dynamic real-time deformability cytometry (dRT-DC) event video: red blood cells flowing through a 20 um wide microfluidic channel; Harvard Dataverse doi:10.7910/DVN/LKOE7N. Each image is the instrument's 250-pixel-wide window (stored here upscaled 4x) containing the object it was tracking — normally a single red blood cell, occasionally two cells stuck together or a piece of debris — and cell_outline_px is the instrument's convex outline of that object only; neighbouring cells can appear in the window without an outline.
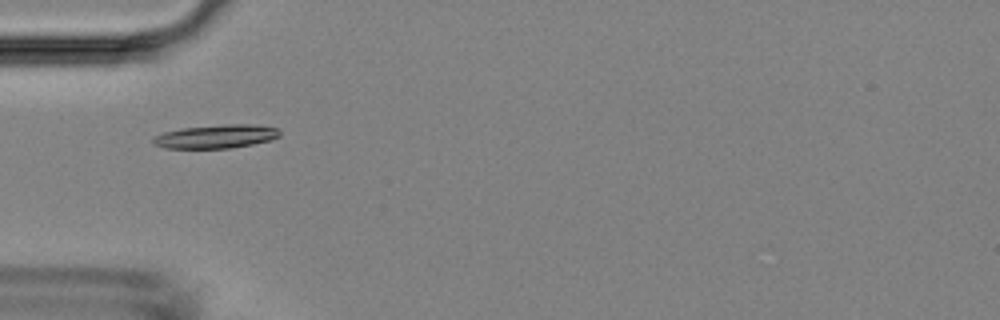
{"species": "Egyptian fruit bat (a non-hibernating species)", "species_latin": "Rousettus aegyptiacus", "temperature_condition": "room temperature", "stored_images_in_passage": 3, "camera_frame_rate_fps": 3000, "um_per_image_px": 0.085, "animal": {"sex": "female"}, "frame": {"image": 1, "passage_image": 1, "time_ms": 0.0, "image_size_px": [1000, 320], "cell_outline_px": [[280, 136], [272, 140], [252, 144], [228, 148], [164, 148], [152, 144], [152, 140], [156, 136], [164, 132], [180, 128], [224, 124], [256, 124], [280, 128]], "centroid_in_image_um": [18.4, 11.59], "position_along_channel_um": 66.6, "area_um2": 17.57}}
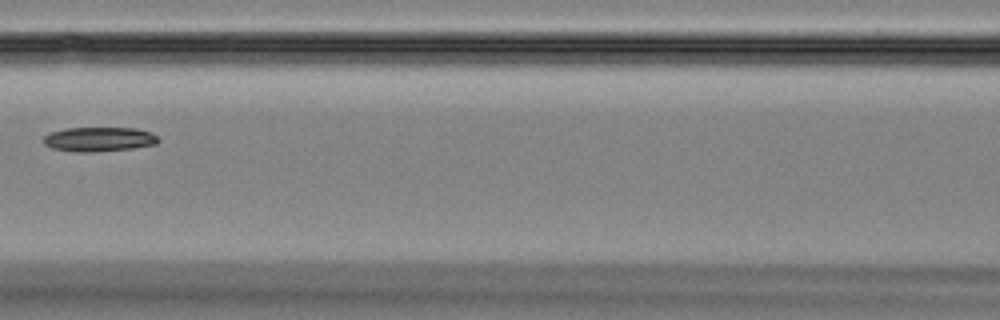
{"frame": {"image": 2, "passage_image": 3, "time_ms": 2.333, "image_size_px": [1000, 320], "cell_outline_px": [[160, 140], [156, 144], [132, 148], [92, 152], [72, 152], [52, 148], [44, 144], [44, 136], [52, 132], [64, 128], [136, 128], [152, 132], [160, 136]], "centroid_in_image_um": [8.45, 11.83], "position_along_channel_um": 158.1, "area_um2": 16.47}}